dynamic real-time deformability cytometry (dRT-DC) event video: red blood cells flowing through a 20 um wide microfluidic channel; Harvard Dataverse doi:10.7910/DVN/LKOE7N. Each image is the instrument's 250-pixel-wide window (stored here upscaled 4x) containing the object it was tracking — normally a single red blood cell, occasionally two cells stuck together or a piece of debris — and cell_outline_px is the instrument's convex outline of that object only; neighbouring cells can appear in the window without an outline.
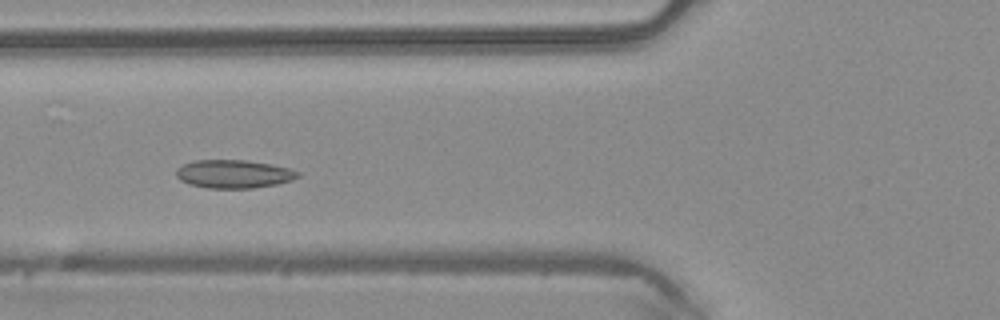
{"species": "common noctule bat (a hibernating species)", "species_latin": "Nyctalus noctula", "temperature_condition": "warm", "stored_images_in_passage": 36, "camera_frame_rate_fps": 3000, "um_per_image_px": 0.085, "animal": {"sex": "male", "body_mass_g": 20.4}, "frame": {"image": 1, "passage_image": 5, "time_ms": 1.333, "image_size_px": [1000, 320], "cell_outline_px": [[300, 176], [292, 180], [276, 184], [252, 188], [208, 188], [188, 184], [180, 180], [176, 176], [176, 168], [184, 164], [196, 160], [248, 160], [272, 164], [288, 168], [300, 172]], "centroid_in_image_um": [19.86, 14.78], "position_along_channel_um": 105.9, "area_um2": 20.11}}
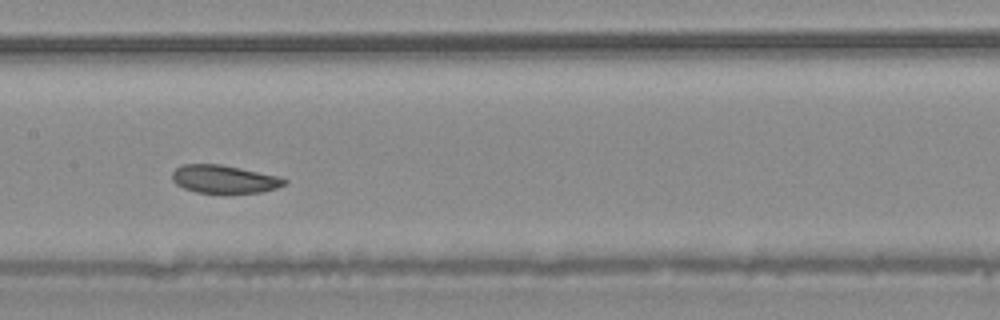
{"frame": {"image": 2, "passage_image": 11, "time_ms": 3.333, "image_size_px": [1000, 320], "cell_outline_px": [[288, 180], [284, 184], [276, 188], [260, 192], [224, 196], [196, 192], [184, 188], [176, 184], [172, 180], [172, 172], [180, 164], [220, 164], [280, 176]], "centroid_in_image_um": [19.04, 15.27], "position_along_channel_um": 188.4, "area_um2": 19.07}}
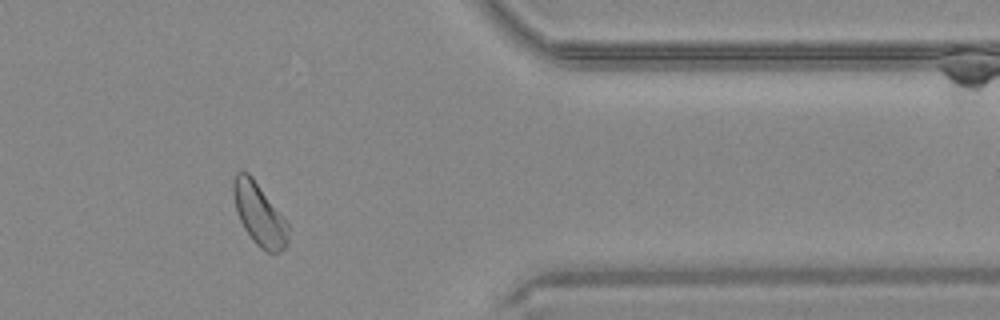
{"frame": {"image": 3, "passage_image": 27, "time_ms": 8.667, "image_size_px": [1000, 320], "cell_outline_px": [[288, 240], [284, 248], [280, 252], [268, 252], [260, 248], [252, 240], [244, 228], [236, 212], [232, 192], [232, 180], [236, 172], [244, 168], [252, 176], [288, 224]], "centroid_in_image_um": [21.99, 18.17], "position_along_channel_um": 389.4, "area_um2": 19.88}, "authors_computed_cell_mechanics": {"area_um2": 19.363, "velocity_mm_per_s": 4.115, "shape_relaxation_time_tau1_ms": 4.5684, "shape_relaxation_time_tau2_ms": 3.2927, "deformation_change_tau1": 0.0723, "deformation_change_tau2": 0.08}}